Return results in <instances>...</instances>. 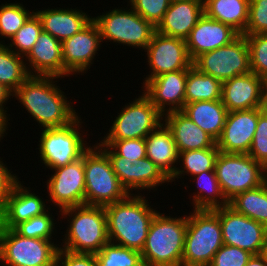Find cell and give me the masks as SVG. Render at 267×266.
Here are the masks:
<instances>
[{
    "mask_svg": "<svg viewBox=\"0 0 267 266\" xmlns=\"http://www.w3.org/2000/svg\"><path fill=\"white\" fill-rule=\"evenodd\" d=\"M56 79L58 77L30 76L13 92L12 97L43 128L66 126L79 116L65 92L56 85Z\"/></svg>",
    "mask_w": 267,
    "mask_h": 266,
    "instance_id": "obj_1",
    "label": "cell"
},
{
    "mask_svg": "<svg viewBox=\"0 0 267 266\" xmlns=\"http://www.w3.org/2000/svg\"><path fill=\"white\" fill-rule=\"evenodd\" d=\"M141 194H129L121 201L104 206L109 241L139 252L144 248L150 224L159 212Z\"/></svg>",
    "mask_w": 267,
    "mask_h": 266,
    "instance_id": "obj_2",
    "label": "cell"
},
{
    "mask_svg": "<svg viewBox=\"0 0 267 266\" xmlns=\"http://www.w3.org/2000/svg\"><path fill=\"white\" fill-rule=\"evenodd\" d=\"M58 212L63 218L69 219L66 234L63 235L65 237L60 239L63 241L59 245L60 249L75 253L96 254L110 242L104 206L84 204Z\"/></svg>",
    "mask_w": 267,
    "mask_h": 266,
    "instance_id": "obj_3",
    "label": "cell"
},
{
    "mask_svg": "<svg viewBox=\"0 0 267 266\" xmlns=\"http://www.w3.org/2000/svg\"><path fill=\"white\" fill-rule=\"evenodd\" d=\"M186 231L187 215L179 218L158 212L141 251L144 266H181Z\"/></svg>",
    "mask_w": 267,
    "mask_h": 266,
    "instance_id": "obj_4",
    "label": "cell"
},
{
    "mask_svg": "<svg viewBox=\"0 0 267 266\" xmlns=\"http://www.w3.org/2000/svg\"><path fill=\"white\" fill-rule=\"evenodd\" d=\"M223 244L218 208L194 209L187 214L181 266H209Z\"/></svg>",
    "mask_w": 267,
    "mask_h": 266,
    "instance_id": "obj_5",
    "label": "cell"
},
{
    "mask_svg": "<svg viewBox=\"0 0 267 266\" xmlns=\"http://www.w3.org/2000/svg\"><path fill=\"white\" fill-rule=\"evenodd\" d=\"M85 204L106 206L129 193L113 171L108 155L95 143L84 153Z\"/></svg>",
    "mask_w": 267,
    "mask_h": 266,
    "instance_id": "obj_6",
    "label": "cell"
},
{
    "mask_svg": "<svg viewBox=\"0 0 267 266\" xmlns=\"http://www.w3.org/2000/svg\"><path fill=\"white\" fill-rule=\"evenodd\" d=\"M82 124L79 116L66 126L43 128L39 147L36 148L39 149L41 163L51 170L64 167L82 158L91 147L87 141H84L85 132L80 130L83 127Z\"/></svg>",
    "mask_w": 267,
    "mask_h": 266,
    "instance_id": "obj_7",
    "label": "cell"
},
{
    "mask_svg": "<svg viewBox=\"0 0 267 266\" xmlns=\"http://www.w3.org/2000/svg\"><path fill=\"white\" fill-rule=\"evenodd\" d=\"M129 8H114L112 11L92 17V20L99 28L102 42L108 40L145 50L156 32V27L131 7Z\"/></svg>",
    "mask_w": 267,
    "mask_h": 266,
    "instance_id": "obj_8",
    "label": "cell"
},
{
    "mask_svg": "<svg viewBox=\"0 0 267 266\" xmlns=\"http://www.w3.org/2000/svg\"><path fill=\"white\" fill-rule=\"evenodd\" d=\"M214 170L228 201L267 180V170L248 154L219 152Z\"/></svg>",
    "mask_w": 267,
    "mask_h": 266,
    "instance_id": "obj_9",
    "label": "cell"
},
{
    "mask_svg": "<svg viewBox=\"0 0 267 266\" xmlns=\"http://www.w3.org/2000/svg\"><path fill=\"white\" fill-rule=\"evenodd\" d=\"M58 249L52 240L26 238L0 226L2 266H55Z\"/></svg>",
    "mask_w": 267,
    "mask_h": 266,
    "instance_id": "obj_10",
    "label": "cell"
},
{
    "mask_svg": "<svg viewBox=\"0 0 267 266\" xmlns=\"http://www.w3.org/2000/svg\"><path fill=\"white\" fill-rule=\"evenodd\" d=\"M141 93L117 113L102 140L145 139L163 123L164 115L144 92Z\"/></svg>",
    "mask_w": 267,
    "mask_h": 266,
    "instance_id": "obj_11",
    "label": "cell"
},
{
    "mask_svg": "<svg viewBox=\"0 0 267 266\" xmlns=\"http://www.w3.org/2000/svg\"><path fill=\"white\" fill-rule=\"evenodd\" d=\"M201 73L221 82L251 72L249 48L245 35H239L231 43L200 54L192 61Z\"/></svg>",
    "mask_w": 267,
    "mask_h": 266,
    "instance_id": "obj_12",
    "label": "cell"
},
{
    "mask_svg": "<svg viewBox=\"0 0 267 266\" xmlns=\"http://www.w3.org/2000/svg\"><path fill=\"white\" fill-rule=\"evenodd\" d=\"M99 147L108 155L114 173L129 194H133V191L140 194L142 190H157L158 186L169 184L170 179L149 158L145 157L136 162L123 160V157L117 155L109 146Z\"/></svg>",
    "mask_w": 267,
    "mask_h": 266,
    "instance_id": "obj_13",
    "label": "cell"
},
{
    "mask_svg": "<svg viewBox=\"0 0 267 266\" xmlns=\"http://www.w3.org/2000/svg\"><path fill=\"white\" fill-rule=\"evenodd\" d=\"M144 52L147 55V64L150 69L143 86L152 78L165 73L174 72L183 69H189L192 66V60L187 51L186 40L169 37L155 32L150 43Z\"/></svg>",
    "mask_w": 267,
    "mask_h": 266,
    "instance_id": "obj_14",
    "label": "cell"
},
{
    "mask_svg": "<svg viewBox=\"0 0 267 266\" xmlns=\"http://www.w3.org/2000/svg\"><path fill=\"white\" fill-rule=\"evenodd\" d=\"M222 238L225 245H231L259 255L267 236V227L245 215L235 212L231 207L218 208Z\"/></svg>",
    "mask_w": 267,
    "mask_h": 266,
    "instance_id": "obj_15",
    "label": "cell"
},
{
    "mask_svg": "<svg viewBox=\"0 0 267 266\" xmlns=\"http://www.w3.org/2000/svg\"><path fill=\"white\" fill-rule=\"evenodd\" d=\"M54 174L47 179V193L53 205L62 209L85 204L84 154L77 161L51 169ZM55 171V172H54Z\"/></svg>",
    "mask_w": 267,
    "mask_h": 266,
    "instance_id": "obj_16",
    "label": "cell"
},
{
    "mask_svg": "<svg viewBox=\"0 0 267 266\" xmlns=\"http://www.w3.org/2000/svg\"><path fill=\"white\" fill-rule=\"evenodd\" d=\"M101 42L99 28L93 20L80 32L62 41L64 77L87 73L98 54Z\"/></svg>",
    "mask_w": 267,
    "mask_h": 266,
    "instance_id": "obj_17",
    "label": "cell"
},
{
    "mask_svg": "<svg viewBox=\"0 0 267 266\" xmlns=\"http://www.w3.org/2000/svg\"><path fill=\"white\" fill-rule=\"evenodd\" d=\"M262 108L228 112L216 146L220 152L248 154Z\"/></svg>",
    "mask_w": 267,
    "mask_h": 266,
    "instance_id": "obj_18",
    "label": "cell"
},
{
    "mask_svg": "<svg viewBox=\"0 0 267 266\" xmlns=\"http://www.w3.org/2000/svg\"><path fill=\"white\" fill-rule=\"evenodd\" d=\"M187 74L188 69H183L154 77L142 86V91L163 115L182 111L185 106Z\"/></svg>",
    "mask_w": 267,
    "mask_h": 266,
    "instance_id": "obj_19",
    "label": "cell"
},
{
    "mask_svg": "<svg viewBox=\"0 0 267 266\" xmlns=\"http://www.w3.org/2000/svg\"><path fill=\"white\" fill-rule=\"evenodd\" d=\"M29 188V186L24 187L19 180L13 185L0 212L2 228L13 229L17 224L39 216L49 209L45 204L46 200L44 201L42 196L36 195Z\"/></svg>",
    "mask_w": 267,
    "mask_h": 266,
    "instance_id": "obj_20",
    "label": "cell"
},
{
    "mask_svg": "<svg viewBox=\"0 0 267 266\" xmlns=\"http://www.w3.org/2000/svg\"><path fill=\"white\" fill-rule=\"evenodd\" d=\"M239 35L231 26L216 21L204 13L186 39L189 57L193 61L202 53L231 43Z\"/></svg>",
    "mask_w": 267,
    "mask_h": 266,
    "instance_id": "obj_21",
    "label": "cell"
},
{
    "mask_svg": "<svg viewBox=\"0 0 267 266\" xmlns=\"http://www.w3.org/2000/svg\"><path fill=\"white\" fill-rule=\"evenodd\" d=\"M24 59L30 76L64 78L61 42L49 33L41 32Z\"/></svg>",
    "mask_w": 267,
    "mask_h": 266,
    "instance_id": "obj_22",
    "label": "cell"
},
{
    "mask_svg": "<svg viewBox=\"0 0 267 266\" xmlns=\"http://www.w3.org/2000/svg\"><path fill=\"white\" fill-rule=\"evenodd\" d=\"M263 79L250 72L222 82V103L228 112L262 108Z\"/></svg>",
    "mask_w": 267,
    "mask_h": 266,
    "instance_id": "obj_23",
    "label": "cell"
},
{
    "mask_svg": "<svg viewBox=\"0 0 267 266\" xmlns=\"http://www.w3.org/2000/svg\"><path fill=\"white\" fill-rule=\"evenodd\" d=\"M204 0H189L170 3L156 32L186 40L199 18L204 14Z\"/></svg>",
    "mask_w": 267,
    "mask_h": 266,
    "instance_id": "obj_24",
    "label": "cell"
},
{
    "mask_svg": "<svg viewBox=\"0 0 267 266\" xmlns=\"http://www.w3.org/2000/svg\"><path fill=\"white\" fill-rule=\"evenodd\" d=\"M34 12L41 21L43 31L60 42L80 32L92 21V16L77 8L48 7Z\"/></svg>",
    "mask_w": 267,
    "mask_h": 266,
    "instance_id": "obj_25",
    "label": "cell"
},
{
    "mask_svg": "<svg viewBox=\"0 0 267 266\" xmlns=\"http://www.w3.org/2000/svg\"><path fill=\"white\" fill-rule=\"evenodd\" d=\"M163 123L171 131L179 152L211 148L216 145V140L182 111L165 114Z\"/></svg>",
    "mask_w": 267,
    "mask_h": 266,
    "instance_id": "obj_26",
    "label": "cell"
},
{
    "mask_svg": "<svg viewBox=\"0 0 267 266\" xmlns=\"http://www.w3.org/2000/svg\"><path fill=\"white\" fill-rule=\"evenodd\" d=\"M145 142L146 157L170 179L176 172V166L179 163V151L171 131L162 123L145 138Z\"/></svg>",
    "mask_w": 267,
    "mask_h": 266,
    "instance_id": "obj_27",
    "label": "cell"
},
{
    "mask_svg": "<svg viewBox=\"0 0 267 266\" xmlns=\"http://www.w3.org/2000/svg\"><path fill=\"white\" fill-rule=\"evenodd\" d=\"M182 112L216 141L222 133L228 115L222 100L186 103Z\"/></svg>",
    "mask_w": 267,
    "mask_h": 266,
    "instance_id": "obj_28",
    "label": "cell"
},
{
    "mask_svg": "<svg viewBox=\"0 0 267 266\" xmlns=\"http://www.w3.org/2000/svg\"><path fill=\"white\" fill-rule=\"evenodd\" d=\"M204 13L216 21L231 26L240 35L249 20L250 0H204Z\"/></svg>",
    "mask_w": 267,
    "mask_h": 266,
    "instance_id": "obj_29",
    "label": "cell"
},
{
    "mask_svg": "<svg viewBox=\"0 0 267 266\" xmlns=\"http://www.w3.org/2000/svg\"><path fill=\"white\" fill-rule=\"evenodd\" d=\"M198 191L194 192L192 204L194 209L213 210L229 205V201L223 194L215 171H205L193 176Z\"/></svg>",
    "mask_w": 267,
    "mask_h": 266,
    "instance_id": "obj_30",
    "label": "cell"
},
{
    "mask_svg": "<svg viewBox=\"0 0 267 266\" xmlns=\"http://www.w3.org/2000/svg\"><path fill=\"white\" fill-rule=\"evenodd\" d=\"M228 206L267 227V180L257 188L235 195Z\"/></svg>",
    "mask_w": 267,
    "mask_h": 266,
    "instance_id": "obj_31",
    "label": "cell"
},
{
    "mask_svg": "<svg viewBox=\"0 0 267 266\" xmlns=\"http://www.w3.org/2000/svg\"><path fill=\"white\" fill-rule=\"evenodd\" d=\"M222 98V82L198 71L193 65L188 69L185 86V104L196 101H215Z\"/></svg>",
    "mask_w": 267,
    "mask_h": 266,
    "instance_id": "obj_32",
    "label": "cell"
},
{
    "mask_svg": "<svg viewBox=\"0 0 267 266\" xmlns=\"http://www.w3.org/2000/svg\"><path fill=\"white\" fill-rule=\"evenodd\" d=\"M220 150L215 145L211 148L195 149L190 151L179 152V164L176 172L170 178V182L178 180V178L185 176H195L205 171H215V164ZM183 166V167H182Z\"/></svg>",
    "mask_w": 267,
    "mask_h": 266,
    "instance_id": "obj_33",
    "label": "cell"
},
{
    "mask_svg": "<svg viewBox=\"0 0 267 266\" xmlns=\"http://www.w3.org/2000/svg\"><path fill=\"white\" fill-rule=\"evenodd\" d=\"M29 77L24 57L0 41V83L13 93Z\"/></svg>",
    "mask_w": 267,
    "mask_h": 266,
    "instance_id": "obj_34",
    "label": "cell"
},
{
    "mask_svg": "<svg viewBox=\"0 0 267 266\" xmlns=\"http://www.w3.org/2000/svg\"><path fill=\"white\" fill-rule=\"evenodd\" d=\"M98 266H144L141 252L109 242L95 254Z\"/></svg>",
    "mask_w": 267,
    "mask_h": 266,
    "instance_id": "obj_35",
    "label": "cell"
},
{
    "mask_svg": "<svg viewBox=\"0 0 267 266\" xmlns=\"http://www.w3.org/2000/svg\"><path fill=\"white\" fill-rule=\"evenodd\" d=\"M29 11L21 3H5L0 5V38L10 39L35 13ZM2 36V37H1Z\"/></svg>",
    "mask_w": 267,
    "mask_h": 266,
    "instance_id": "obj_36",
    "label": "cell"
},
{
    "mask_svg": "<svg viewBox=\"0 0 267 266\" xmlns=\"http://www.w3.org/2000/svg\"><path fill=\"white\" fill-rule=\"evenodd\" d=\"M43 31L38 16L34 13L26 23L9 39L6 45L16 54L25 57Z\"/></svg>",
    "mask_w": 267,
    "mask_h": 266,
    "instance_id": "obj_37",
    "label": "cell"
},
{
    "mask_svg": "<svg viewBox=\"0 0 267 266\" xmlns=\"http://www.w3.org/2000/svg\"><path fill=\"white\" fill-rule=\"evenodd\" d=\"M49 208L45 213L35 216L27 221L17 224L13 230L26 238H38L53 240L52 235L56 232V221ZM53 216V217H52Z\"/></svg>",
    "mask_w": 267,
    "mask_h": 266,
    "instance_id": "obj_38",
    "label": "cell"
},
{
    "mask_svg": "<svg viewBox=\"0 0 267 266\" xmlns=\"http://www.w3.org/2000/svg\"><path fill=\"white\" fill-rule=\"evenodd\" d=\"M249 48L251 72L267 77V33L245 35Z\"/></svg>",
    "mask_w": 267,
    "mask_h": 266,
    "instance_id": "obj_39",
    "label": "cell"
},
{
    "mask_svg": "<svg viewBox=\"0 0 267 266\" xmlns=\"http://www.w3.org/2000/svg\"><path fill=\"white\" fill-rule=\"evenodd\" d=\"M98 146H109L123 160L136 162L146 157L145 139L99 140Z\"/></svg>",
    "mask_w": 267,
    "mask_h": 266,
    "instance_id": "obj_40",
    "label": "cell"
},
{
    "mask_svg": "<svg viewBox=\"0 0 267 266\" xmlns=\"http://www.w3.org/2000/svg\"><path fill=\"white\" fill-rule=\"evenodd\" d=\"M248 155L267 170V111L265 110L258 116L255 134Z\"/></svg>",
    "mask_w": 267,
    "mask_h": 266,
    "instance_id": "obj_41",
    "label": "cell"
},
{
    "mask_svg": "<svg viewBox=\"0 0 267 266\" xmlns=\"http://www.w3.org/2000/svg\"><path fill=\"white\" fill-rule=\"evenodd\" d=\"M128 3L127 6L130 5L135 12L155 27L162 20L170 5L169 0H129Z\"/></svg>",
    "mask_w": 267,
    "mask_h": 266,
    "instance_id": "obj_42",
    "label": "cell"
},
{
    "mask_svg": "<svg viewBox=\"0 0 267 266\" xmlns=\"http://www.w3.org/2000/svg\"><path fill=\"white\" fill-rule=\"evenodd\" d=\"M252 255L247 250L223 244L209 266H246Z\"/></svg>",
    "mask_w": 267,
    "mask_h": 266,
    "instance_id": "obj_43",
    "label": "cell"
},
{
    "mask_svg": "<svg viewBox=\"0 0 267 266\" xmlns=\"http://www.w3.org/2000/svg\"><path fill=\"white\" fill-rule=\"evenodd\" d=\"M267 33V0H250L249 20L243 35Z\"/></svg>",
    "mask_w": 267,
    "mask_h": 266,
    "instance_id": "obj_44",
    "label": "cell"
},
{
    "mask_svg": "<svg viewBox=\"0 0 267 266\" xmlns=\"http://www.w3.org/2000/svg\"><path fill=\"white\" fill-rule=\"evenodd\" d=\"M55 266H98L95 254L58 249Z\"/></svg>",
    "mask_w": 267,
    "mask_h": 266,
    "instance_id": "obj_45",
    "label": "cell"
},
{
    "mask_svg": "<svg viewBox=\"0 0 267 266\" xmlns=\"http://www.w3.org/2000/svg\"><path fill=\"white\" fill-rule=\"evenodd\" d=\"M0 158V212L2 211L6 198L8 197L13 185L20 179L18 175L14 174L12 169L6 166ZM12 173V174H11Z\"/></svg>",
    "mask_w": 267,
    "mask_h": 266,
    "instance_id": "obj_46",
    "label": "cell"
},
{
    "mask_svg": "<svg viewBox=\"0 0 267 266\" xmlns=\"http://www.w3.org/2000/svg\"><path fill=\"white\" fill-rule=\"evenodd\" d=\"M11 96H13V93L7 87H5L3 84L0 83V112L4 113L7 117L10 114L6 113V112H8L7 111L8 108L6 106H4V105L7 104L9 98L10 99L13 98Z\"/></svg>",
    "mask_w": 267,
    "mask_h": 266,
    "instance_id": "obj_47",
    "label": "cell"
},
{
    "mask_svg": "<svg viewBox=\"0 0 267 266\" xmlns=\"http://www.w3.org/2000/svg\"><path fill=\"white\" fill-rule=\"evenodd\" d=\"M9 120H10L9 117H7L4 113L0 112V142L3 139V137L7 135L6 130H8L7 128H9L8 124L10 125V123L8 122Z\"/></svg>",
    "mask_w": 267,
    "mask_h": 266,
    "instance_id": "obj_48",
    "label": "cell"
},
{
    "mask_svg": "<svg viewBox=\"0 0 267 266\" xmlns=\"http://www.w3.org/2000/svg\"><path fill=\"white\" fill-rule=\"evenodd\" d=\"M246 266H267L259 255H252Z\"/></svg>",
    "mask_w": 267,
    "mask_h": 266,
    "instance_id": "obj_49",
    "label": "cell"
},
{
    "mask_svg": "<svg viewBox=\"0 0 267 266\" xmlns=\"http://www.w3.org/2000/svg\"><path fill=\"white\" fill-rule=\"evenodd\" d=\"M262 109L267 111V77L263 79Z\"/></svg>",
    "mask_w": 267,
    "mask_h": 266,
    "instance_id": "obj_50",
    "label": "cell"
},
{
    "mask_svg": "<svg viewBox=\"0 0 267 266\" xmlns=\"http://www.w3.org/2000/svg\"><path fill=\"white\" fill-rule=\"evenodd\" d=\"M259 256L263 259V261L267 264V236L264 240V243L261 247Z\"/></svg>",
    "mask_w": 267,
    "mask_h": 266,
    "instance_id": "obj_51",
    "label": "cell"
},
{
    "mask_svg": "<svg viewBox=\"0 0 267 266\" xmlns=\"http://www.w3.org/2000/svg\"><path fill=\"white\" fill-rule=\"evenodd\" d=\"M180 1H189V0H169L170 3H176V2H180Z\"/></svg>",
    "mask_w": 267,
    "mask_h": 266,
    "instance_id": "obj_52",
    "label": "cell"
}]
</instances>
